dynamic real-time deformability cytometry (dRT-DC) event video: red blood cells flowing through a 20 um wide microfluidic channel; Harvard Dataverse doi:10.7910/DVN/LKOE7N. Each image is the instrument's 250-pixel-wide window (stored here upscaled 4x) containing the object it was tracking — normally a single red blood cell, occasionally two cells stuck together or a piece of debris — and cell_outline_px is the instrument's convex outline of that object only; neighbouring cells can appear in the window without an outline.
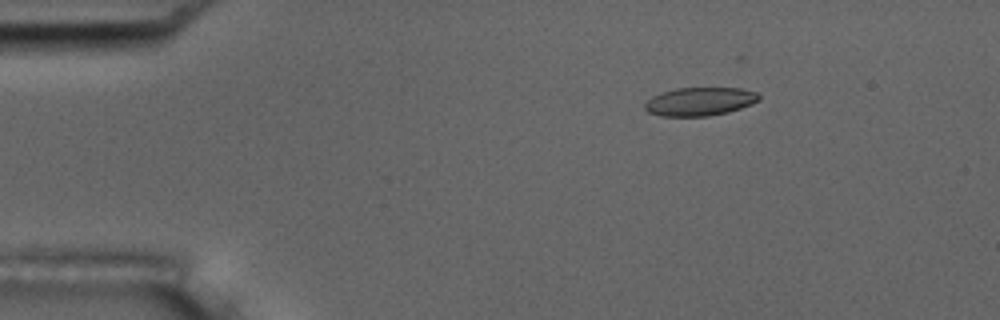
{"species": "common noctule bat (a hibernating species)", "species_latin": "Nyctalus noctula", "temperature_condition": "room temperature", "stored_images_in_passage": 49, "camera_frame_rate_fps": 3000, "um_per_image_px": 0.085, "animal": {"sex": "male", "body_mass_g": 17.5, "forearm_length_mm": 52.3}, "frame": {"image": 1, "passage_image": 3, "time_ms": 0.667, "image_size_px": [1000, 320], "cell_outline_px": [[760, 100], [752, 104], [728, 112], [708, 116], [660, 116], [648, 112], [644, 108], [644, 104], [652, 96], [676, 88], [740, 88], [756, 92], [760, 96]], "centroid_in_image_um": [59.49, 8.63], "position_along_channel_um": 25.5, "area_um2": 18.84}}
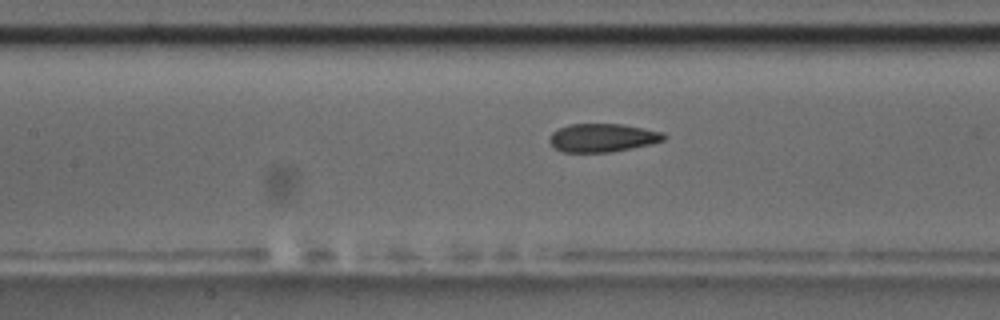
{"frame": {"image": 2, "passage_image": 19, "time_ms": 6.0, "image_size_px": [1000, 320], "cell_outline_px": [[668, 136], [664, 140], [652, 144], [632, 148], [608, 152], [564, 152], [556, 148], [548, 140], [548, 136], [552, 132], [568, 124], [624, 124], [664, 132]], "centroid_in_image_um": [51.25, 11.7], "position_along_channel_um": 156.2, "area_um2": 19.02}}
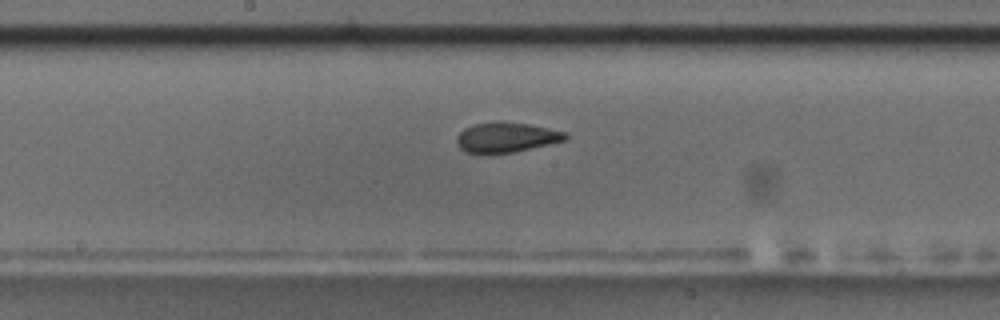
{"frame": {"image": 3, "passage_image": 23, "time_ms": 7.333, "image_size_px": [1000, 320], "cell_outline_px": [[568, 140], [512, 152], [464, 152], [456, 144], [456, 136], [464, 128], [472, 124], [496, 120], [504, 120], [528, 124], [568, 132]], "centroid_in_image_um": [43.04, 11.63], "position_along_channel_um": 205.2, "area_um2": 19.19}, "authors_computed_cell_mechanics": {"area_um2": 19.5942, "velocity_mm_per_s": 3.7019, "shape_relaxation_time_tau1_ms": 8.9749, "shape_relaxation_time_tau2_ms": 1.8332, "deformation_change_tau1": 0.173, "deformation_change_tau2": 0.0559}}